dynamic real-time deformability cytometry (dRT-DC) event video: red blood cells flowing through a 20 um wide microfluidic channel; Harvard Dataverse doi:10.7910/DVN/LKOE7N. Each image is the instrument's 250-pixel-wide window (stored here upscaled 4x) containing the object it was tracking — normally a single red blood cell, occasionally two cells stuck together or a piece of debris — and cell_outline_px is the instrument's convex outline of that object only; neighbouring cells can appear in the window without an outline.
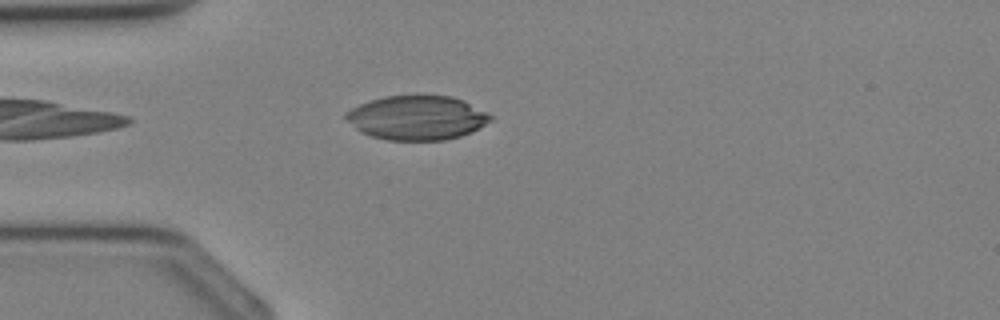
{"species": "Egyptian fruit bat (a non-hibernating species)", "species_latin": "Rousettus aegyptiacus", "temperature_condition": "cold", "stored_images_in_passage": 25, "camera_frame_rate_fps": 3000, "um_per_image_px": 0.085, "animal": {"sex": "female"}, "frame": {"image": 1, "passage_image": 3, "time_ms": 0.667, "image_size_px": [1000, 320], "cell_outline_px": [[492, 120], [472, 132], [460, 136], [444, 140], [388, 140], [372, 136], [360, 132], [344, 116], [344, 112], [360, 104], [384, 96], [420, 92], [452, 96], [464, 100], [488, 112], [492, 116]], "centroid_in_image_um": [35.47, 9.96], "position_along_channel_um": 49.5, "area_um2": 38.15}}
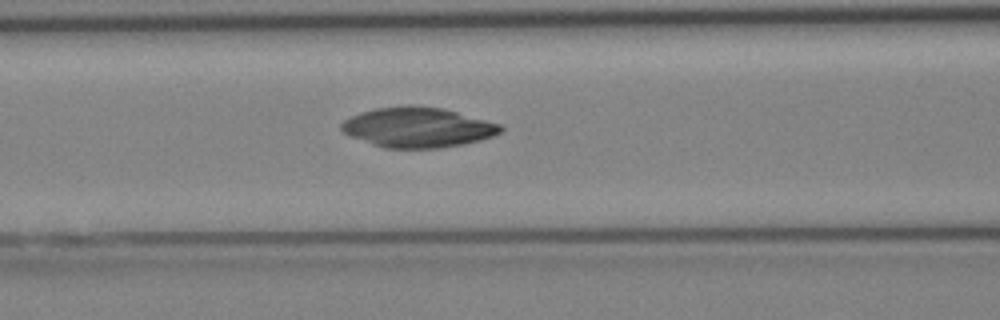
{"frame": {"image": 2, "passage_image": 8, "time_ms": 2.333, "image_size_px": [1000, 320], "cell_outline_px": [[504, 128], [500, 132], [492, 136], [480, 140], [460, 144], [436, 148], [384, 148], [372, 144], [352, 136], [344, 132], [340, 128], [340, 124], [344, 120], [360, 112], [376, 108], [444, 108], [500, 124]], "centroid_in_image_um": [35.51, 10.86], "position_along_channel_um": 131.1, "area_um2": 36.01}}
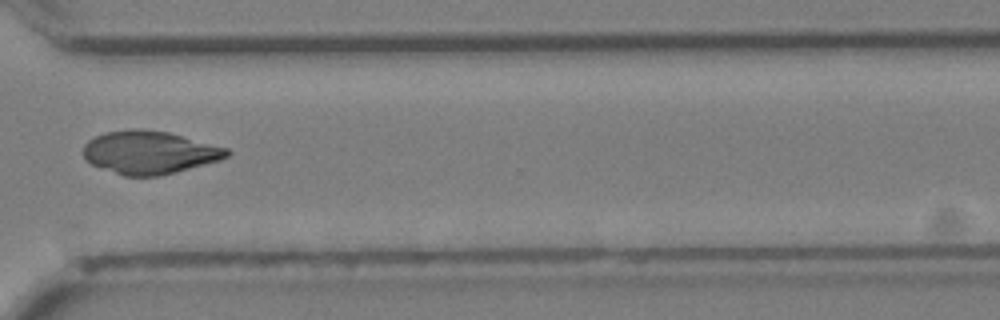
{"frame": {"image": 3, "passage_image": 20, "time_ms": 6.333, "image_size_px": [1000, 320], "cell_outline_px": [[232, 152], [228, 156], [220, 160], [176, 172], [160, 176], [124, 176], [92, 164], [84, 160], [84, 144], [88, 140], [96, 136], [108, 132], [136, 128], [168, 132], [228, 148]], "centroid_in_image_um": [12.72, 12.96], "position_along_channel_um": 357.9, "area_um2": 35.84}}